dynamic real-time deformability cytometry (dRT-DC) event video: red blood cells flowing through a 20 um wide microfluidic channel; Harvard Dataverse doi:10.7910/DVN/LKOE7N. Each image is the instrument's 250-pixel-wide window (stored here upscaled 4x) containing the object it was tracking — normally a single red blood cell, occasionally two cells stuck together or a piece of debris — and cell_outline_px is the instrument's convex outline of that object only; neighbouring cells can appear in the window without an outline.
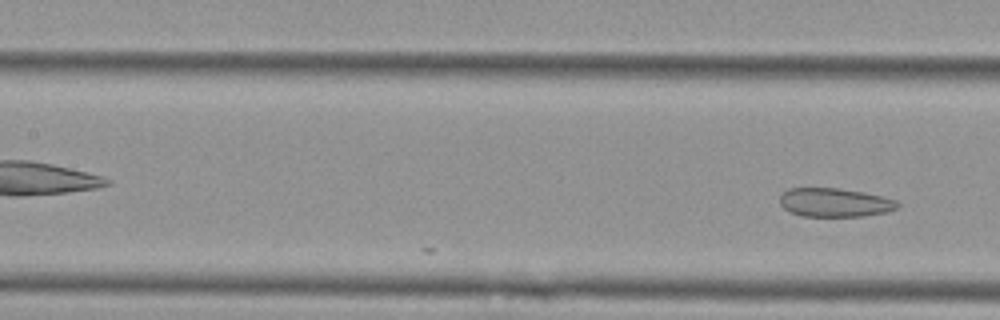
{"species": "Egyptian fruit bat (a non-hibernating species)", "species_latin": "Rousettus aegyptiacus", "temperature_condition": "cold", "stored_images_in_passage": 12, "camera_frame_rate_fps": 3000, "um_per_image_px": 0.085, "animal": {"sex": "female"}, "frame": {"image": 1, "passage_image": 12, "time_ms": 3.667, "image_size_px": [1000, 320], "cell_outline_px": [[900, 204], [896, 208], [884, 212], [864, 216], [804, 216], [788, 212], [780, 204], [780, 196], [788, 188], [840, 188], [864, 192], [884, 196], [896, 200]], "centroid_in_image_um": [70.94, 17.2], "position_along_channel_um": 136.5, "area_um2": 19.77}}